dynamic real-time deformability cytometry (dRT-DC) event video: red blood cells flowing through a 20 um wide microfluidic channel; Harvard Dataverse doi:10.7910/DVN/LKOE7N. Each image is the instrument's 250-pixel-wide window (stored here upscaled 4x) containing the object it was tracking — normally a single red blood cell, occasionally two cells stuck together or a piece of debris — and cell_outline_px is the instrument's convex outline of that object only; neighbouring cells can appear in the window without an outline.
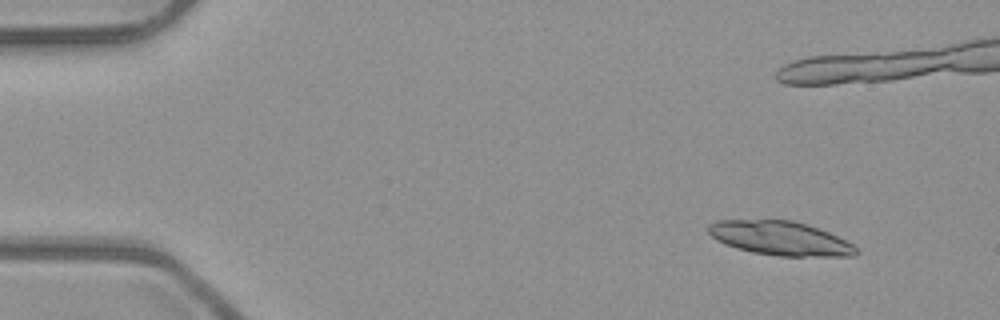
{"species": "common noctule bat (a hibernating species)", "species_latin": "Nyctalus noctula", "temperature_condition": "room temperature", "stored_images_in_passage": 5, "camera_frame_rate_fps": 3000, "um_per_image_px": 0.085, "animal": {"sex": "male", "body_mass_g": 23.1, "forearm_length_mm": 52.7}, "frame": {"image": 1, "passage_image": 1, "time_ms": 0.0, "image_size_px": [1000, 320], "cell_outline_px": [[860, 252], [856, 256], [780, 256], [752, 252], [736, 248], [724, 244], [716, 240], [708, 232], [708, 224], [716, 220], [792, 220], [808, 224], [828, 232], [852, 244]], "centroid_in_image_um": [66.3, 20.25], "position_along_channel_um": 18.7, "area_um2": 29.3}}